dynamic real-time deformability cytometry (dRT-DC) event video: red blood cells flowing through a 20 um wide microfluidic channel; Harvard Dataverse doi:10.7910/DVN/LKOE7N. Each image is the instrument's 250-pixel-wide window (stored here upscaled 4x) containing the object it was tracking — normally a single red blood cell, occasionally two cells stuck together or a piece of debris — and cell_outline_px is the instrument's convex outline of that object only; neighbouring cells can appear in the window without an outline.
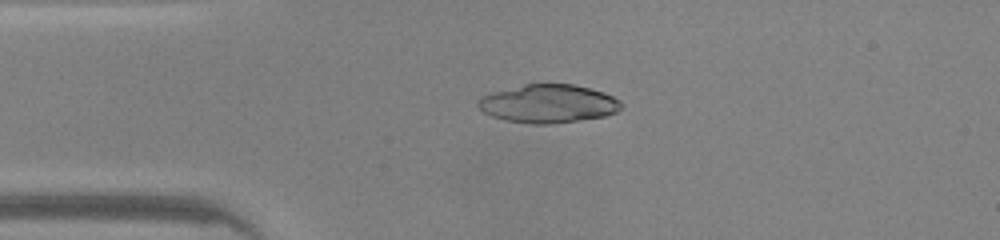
{"species": "common noctule bat (a hibernating species)", "species_latin": "Nyctalus noctula", "temperature_condition": "warm", "stored_images_in_passage": 46, "camera_frame_rate_fps": 3000, "um_per_image_px": 0.085, "animal": {"sex": "male", "body_mass_g": 20.0, "forearm_length_mm": 53.3}, "frame": {"image": 1, "passage_image": 10, "time_ms": 3.0, "image_size_px": [1000, 240], "cell_outline_px": [[624, 108], [616, 112], [604, 116], [580, 120], [552, 124], [532, 124], [504, 120], [492, 116], [484, 112], [476, 104], [476, 100], [480, 96], [488, 92], [524, 84], [572, 84], [604, 92], [620, 100], [624, 104]], "centroid_in_image_um": [46.58, 8.81], "position_along_channel_um": 38.4, "area_um2": 32.37}}